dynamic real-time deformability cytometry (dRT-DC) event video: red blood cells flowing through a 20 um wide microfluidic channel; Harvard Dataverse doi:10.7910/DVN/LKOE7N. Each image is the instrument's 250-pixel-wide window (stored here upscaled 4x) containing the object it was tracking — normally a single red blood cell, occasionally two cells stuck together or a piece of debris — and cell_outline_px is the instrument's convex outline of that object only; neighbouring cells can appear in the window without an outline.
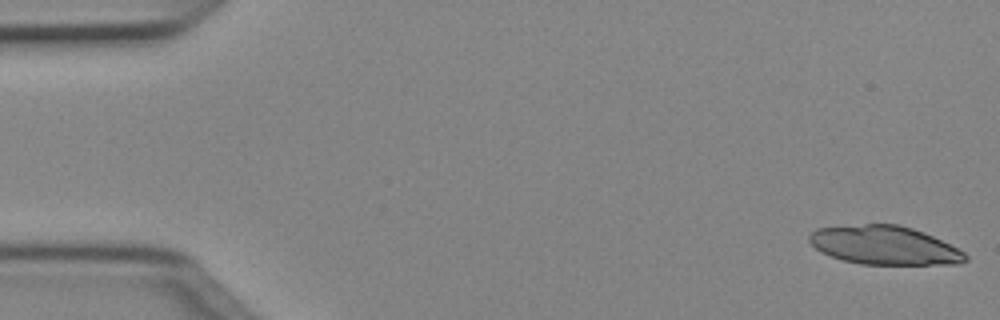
{"species": "Egyptian fruit bat (a non-hibernating species)", "species_latin": "Rousettus aegyptiacus", "temperature_condition": "cold", "stored_images_in_passage": 49, "camera_frame_rate_fps": 3000, "um_per_image_px": 0.085, "animal": {"sex": "female"}, "frame": {"image": 1, "passage_image": 1, "time_ms": 0.0, "image_size_px": [1000, 320], "cell_outline_px": [[968, 260], [960, 264], [860, 264], [844, 260], [820, 252], [808, 240], [808, 236], [816, 228], [864, 224], [896, 224], [912, 228], [924, 232], [964, 252], [968, 256]], "centroid_in_image_um": [75.17, 20.85], "position_along_channel_um": 9.8, "area_um2": 34.97}}
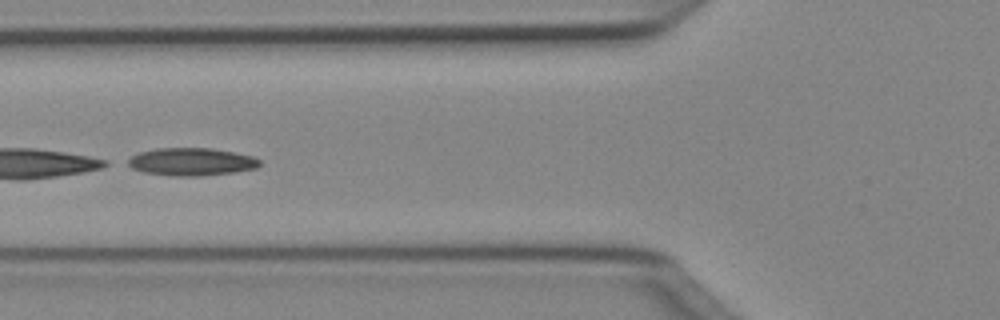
{"frame": {"image": 2, "passage_image": 19, "time_ms": 6.0, "image_size_px": [1000, 320], "cell_outline_px": [[260, 164], [256, 168], [236, 172], [200, 176], [172, 176], [144, 172], [132, 168], [124, 164], [124, 160], [140, 152], [156, 148], [212, 148], [252, 156], [260, 160]], "centroid_in_image_um": [16.22, 13.75], "position_along_channel_um": 109.6, "area_um2": 21.44}}
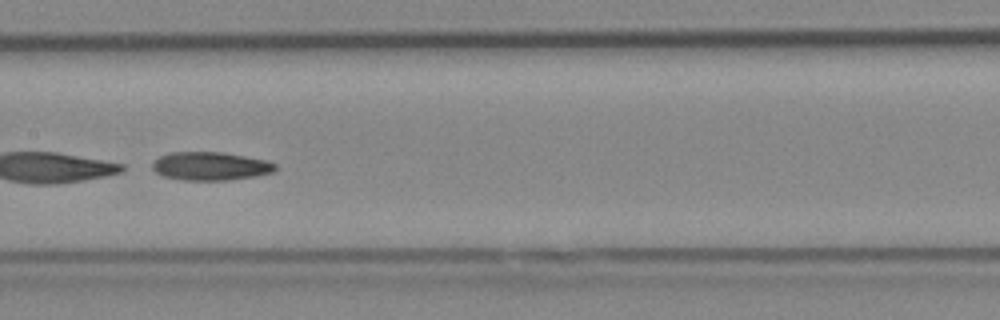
{"frame": {"image": 3, "passage_image": 25, "time_ms": 8.0, "image_size_px": [1000, 320], "cell_outline_px": [[276, 168], [272, 172], [256, 176], [228, 180], [180, 180], [160, 176], [152, 168], [152, 160], [160, 156], [172, 152], [224, 152], [268, 160], [276, 164]], "centroid_in_image_um": [17.86, 14.12], "position_along_channel_um": 189.5, "area_um2": 20.58}}